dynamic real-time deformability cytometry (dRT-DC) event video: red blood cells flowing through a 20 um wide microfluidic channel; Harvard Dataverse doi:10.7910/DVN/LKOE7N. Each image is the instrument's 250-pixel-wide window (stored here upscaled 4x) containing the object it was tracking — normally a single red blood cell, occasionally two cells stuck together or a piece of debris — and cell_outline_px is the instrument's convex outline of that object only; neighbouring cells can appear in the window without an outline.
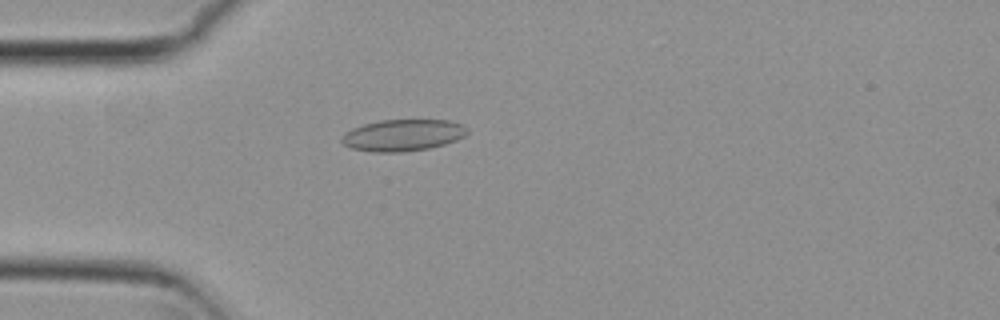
{"species": "common noctule bat (a hibernating species)", "species_latin": "Nyctalus noctula", "temperature_condition": "cold", "stored_images_in_passage": 35, "camera_frame_rate_fps": 3000, "um_per_image_px": 0.085, "animal": {"sex": "female", "body_mass_g": 29.2, "forearm_length_mm": 56.3}, "frame": {"image": 1, "passage_image": 1, "time_ms": 0.0, "image_size_px": [1000, 320], "cell_outline_px": [[468, 132], [464, 136], [456, 140], [444, 144], [428, 148], [400, 152], [372, 152], [352, 148], [344, 144], [340, 140], [340, 136], [344, 132], [352, 128], [364, 124], [380, 120], [448, 120], [464, 124], [468, 128]], "centroid_in_image_um": [34.23, 11.48], "position_along_channel_um": 50.8, "area_um2": 23.24}}
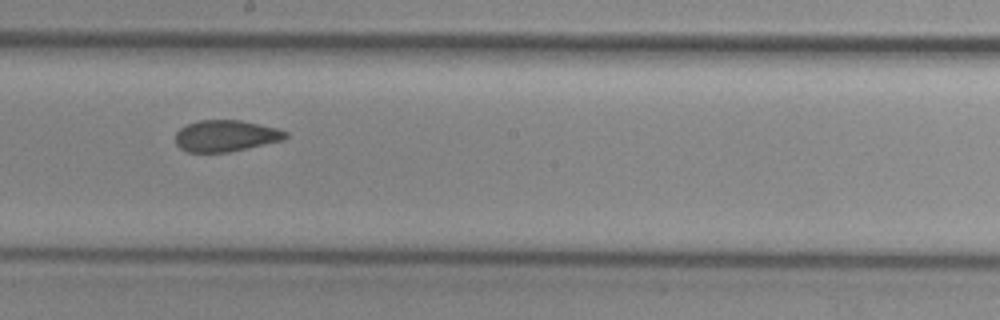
{"frame": {"image": 2, "passage_image": 16, "time_ms": 5.0, "image_size_px": [1000, 320], "cell_outline_px": [[288, 136], [284, 140], [248, 148], [228, 152], [188, 152], [180, 148], [176, 144], [176, 132], [180, 128], [188, 124], [200, 120], [240, 120], [276, 128], [288, 132]], "centroid_in_image_um": [19.2, 11.55], "position_along_channel_um": 229.0, "area_um2": 20.11}}
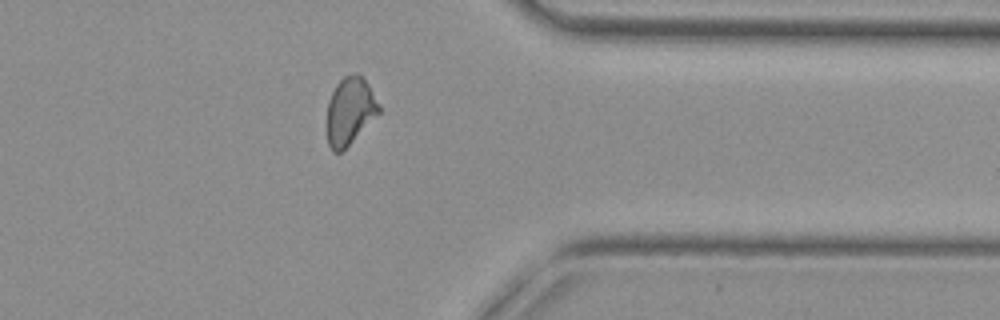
{"frame": {"image": 3, "passage_image": 29, "time_ms": 9.333, "image_size_px": [1000, 320], "cell_outline_px": [[380, 112], [340, 152], [332, 152], [328, 144], [328, 100], [336, 84], [344, 76], [356, 72], [364, 76], [380, 104]], "centroid_in_image_um": [29.76, 9.37], "position_along_channel_um": 381.6, "area_um2": 20.17}, "authors_computed_cell_mechanics": {"area_um2": 20.8658, "velocity_mm_per_s": 3.7777, "shape_relaxation_time_tau1_ms": null, "shape_relaxation_time_tau2_ms": 2.052, "deformation_change_tau1": null, "deformation_change_tau2": 0.0689}}